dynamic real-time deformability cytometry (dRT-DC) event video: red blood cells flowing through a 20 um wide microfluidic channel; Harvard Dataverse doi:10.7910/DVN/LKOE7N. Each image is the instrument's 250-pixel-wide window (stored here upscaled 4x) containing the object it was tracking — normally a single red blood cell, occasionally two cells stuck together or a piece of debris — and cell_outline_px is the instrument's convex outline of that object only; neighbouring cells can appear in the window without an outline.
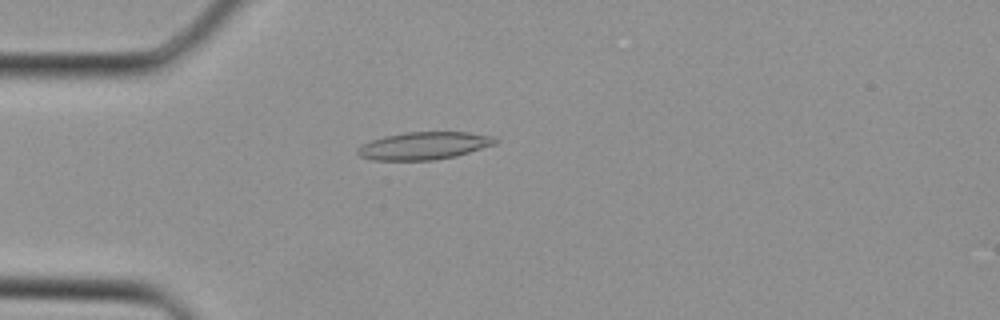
{"species": "Egyptian fruit bat (a non-hibernating species)", "species_latin": "Rousettus aegyptiacus", "temperature_condition": "cold", "stored_images_in_passage": 31, "camera_frame_rate_fps": 3000, "um_per_image_px": 0.085, "animal": {"sex": "female"}, "frame": {"image": 1, "passage_image": 5, "time_ms": 1.333, "image_size_px": [1000, 320], "cell_outline_px": [[500, 140], [496, 144], [456, 156], [432, 160], [372, 160], [360, 156], [356, 152], [356, 148], [372, 140], [384, 136], [408, 132], [468, 132], [492, 136]], "centroid_in_image_um": [36.05, 12.39], "position_along_channel_um": 48.9, "area_um2": 22.08}}
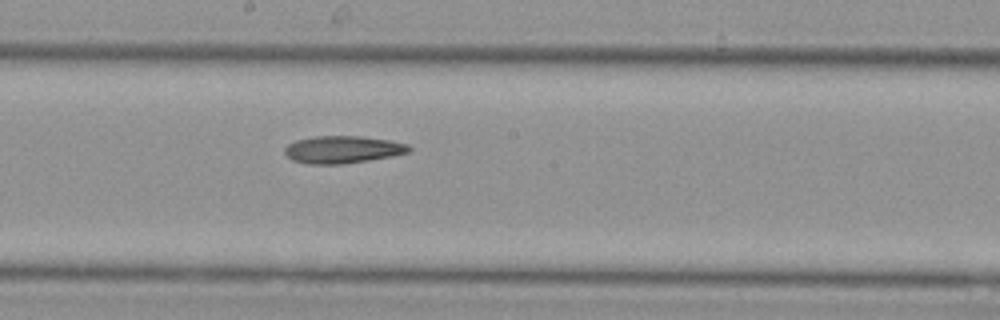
{"frame": {"image": 2, "passage_image": 15, "time_ms": 4.667, "image_size_px": [1000, 320], "cell_outline_px": [[412, 148], [408, 152], [392, 156], [344, 164], [308, 164], [292, 160], [284, 152], [284, 148], [288, 144], [296, 140], [316, 136], [360, 136], [388, 140], [408, 144]], "centroid_in_image_um": [29.11, 12.71], "position_along_channel_um": 219.1, "area_um2": 19.77}}
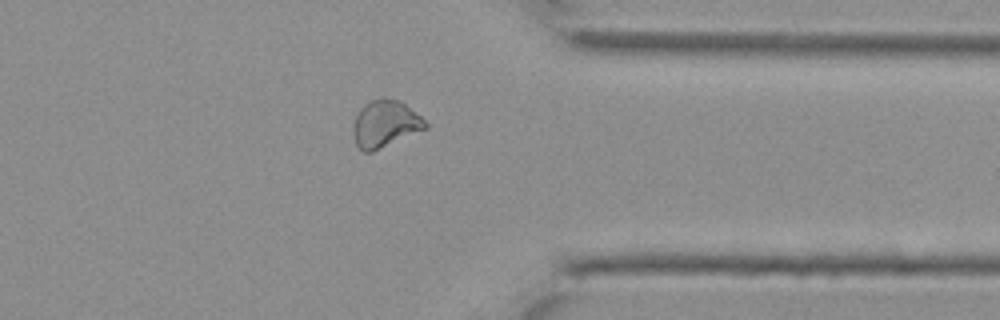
{"frame": {"image": 3, "passage_image": 24, "time_ms": 7.667, "image_size_px": [1000, 320], "cell_outline_px": [[428, 128], [372, 152], [364, 152], [356, 144], [352, 132], [352, 128], [356, 116], [360, 108], [364, 104], [380, 96], [384, 96], [400, 100], [420, 116], [428, 124]], "centroid_in_image_um": [32.73, 10.51], "position_along_channel_um": 378.7, "area_um2": 19.94}}